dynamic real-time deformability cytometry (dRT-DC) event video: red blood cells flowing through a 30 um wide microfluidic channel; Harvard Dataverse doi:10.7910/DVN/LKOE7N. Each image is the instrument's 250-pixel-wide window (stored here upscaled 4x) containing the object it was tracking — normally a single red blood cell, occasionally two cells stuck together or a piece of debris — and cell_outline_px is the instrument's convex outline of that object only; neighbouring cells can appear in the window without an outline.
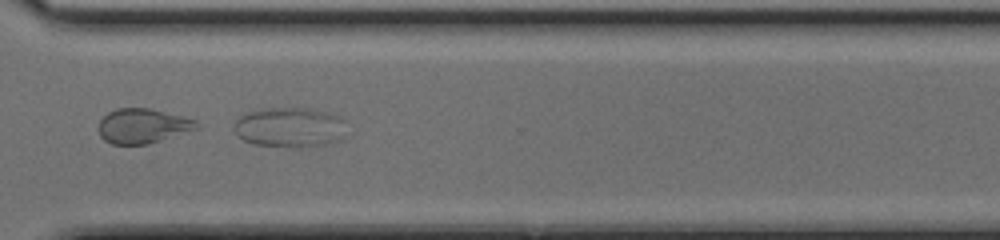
{"species": "common noctule bat (a hibernating species)", "species_latin": "Nyctalus noctula", "temperature_condition": "cold", "stored_images_in_passage": 31, "camera_frame_rate_fps": 3000, "um_per_image_px": 0.085, "animal": {"sex": "female", "body_mass_g": 17.0, "forearm_length_mm": 48.0}, "frame": {"image": 1, "passage_image": 22, "time_ms": 7.0, "image_size_px": [1000, 240], "cell_outline_px": [[344, 136], [340, 140], [332, 144], [256, 144], [244, 140], [236, 136], [236, 120], [244, 112], [260, 108], [312, 108], [340, 116], [344, 120]], "centroid_in_image_um": [24.63, 10.76], "position_along_channel_um": 346.0, "area_um2": 25.49}}